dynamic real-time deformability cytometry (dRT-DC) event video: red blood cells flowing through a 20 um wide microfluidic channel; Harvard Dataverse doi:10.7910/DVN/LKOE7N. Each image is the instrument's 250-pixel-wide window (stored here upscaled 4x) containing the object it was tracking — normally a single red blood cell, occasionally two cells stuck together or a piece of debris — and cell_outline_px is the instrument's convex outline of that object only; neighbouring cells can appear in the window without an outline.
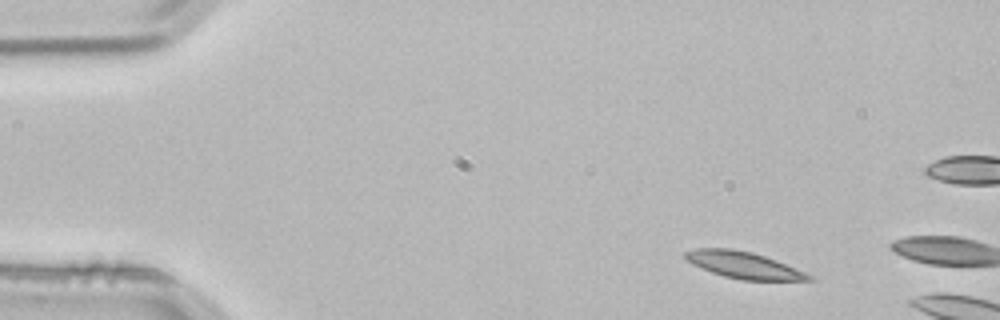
{"species": "common noctule bat (a hibernating species)", "species_latin": "Nyctalus noctula", "temperature_condition": "room temperature", "stored_images_in_passage": 2, "camera_frame_rate_fps": 3000, "um_per_image_px": 0.085, "animal": {"sex": "male", "body_mass_g": 21.5, "forearm_length_mm": 52.0}, "frame": {"image": 1, "passage_image": 1, "time_ms": 0.0, "image_size_px": [1000, 320], "cell_outline_px": [[816, 280], [740, 280], [724, 276], [700, 268], [692, 264], [684, 256], [684, 252], [696, 248], [732, 248], [752, 252], [776, 260], [804, 272], [812, 276]], "centroid_in_image_um": [63.18, 22.52], "position_along_channel_um": 21.8, "area_um2": 19.07}}